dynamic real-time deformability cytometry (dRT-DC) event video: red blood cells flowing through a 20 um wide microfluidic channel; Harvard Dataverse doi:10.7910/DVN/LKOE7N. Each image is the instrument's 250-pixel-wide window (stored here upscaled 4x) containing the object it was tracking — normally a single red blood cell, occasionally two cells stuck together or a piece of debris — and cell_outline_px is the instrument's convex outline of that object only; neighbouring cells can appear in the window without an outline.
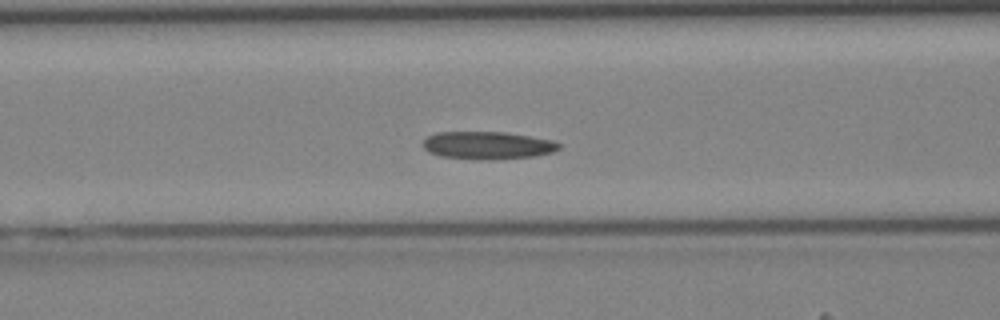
{"species": "Egyptian fruit bat (a non-hibernating species)", "species_latin": "Rousettus aegyptiacus", "temperature_condition": "cold", "stored_images_in_passage": 43, "camera_frame_rate_fps": 3000, "um_per_image_px": 0.085, "animal": {"sex": "female"}, "frame": {"image": 1, "passage_image": 18, "time_ms": 5.667, "image_size_px": [1000, 320], "cell_outline_px": [[560, 148], [552, 152], [536, 156], [492, 160], [480, 160], [440, 156], [428, 152], [420, 144], [428, 136], [436, 132], [508, 132], [552, 140], [560, 144]], "centroid_in_image_um": [41.42, 12.36], "position_along_channel_um": 125.2, "area_um2": 22.2}}
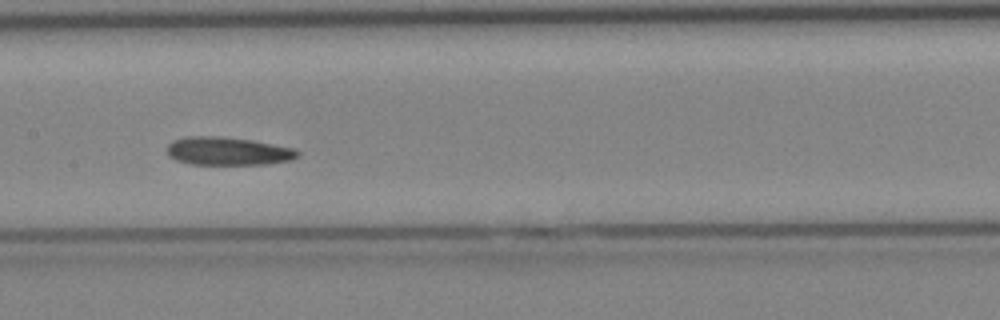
{"frame": {"image": 2, "passage_image": 22, "time_ms": 7.0, "image_size_px": [1000, 320], "cell_outline_px": [[300, 152], [292, 160], [268, 164], [192, 164], [176, 160], [168, 156], [168, 144], [172, 140], [188, 136], [216, 136], [252, 140], [292, 148]], "centroid_in_image_um": [19.34, 12.85], "position_along_channel_um": 188.1, "area_um2": 21.27}}
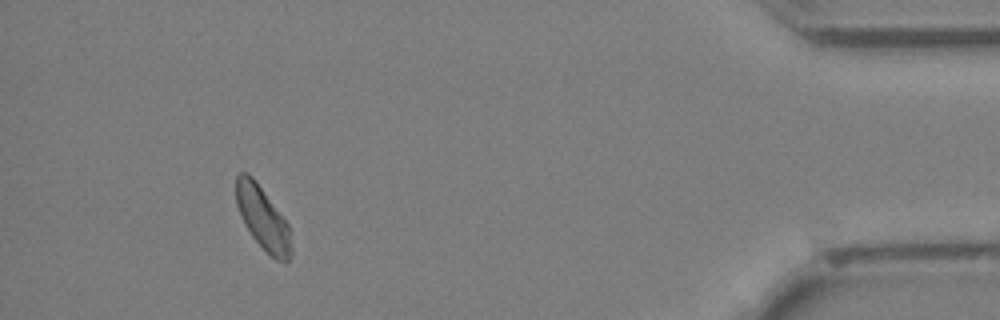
{"frame": {"image": 3, "passage_image": 40, "time_ms": 13.0, "image_size_px": [1000, 320], "cell_outline_px": [[292, 256], [288, 260], [276, 260], [252, 236], [244, 224], [236, 204], [236, 176], [240, 172], [248, 172], [256, 180], [288, 224], [292, 248]], "centroid_in_image_um": [22.32, 18.5], "position_along_channel_um": 412.9, "area_um2": 20.0}}